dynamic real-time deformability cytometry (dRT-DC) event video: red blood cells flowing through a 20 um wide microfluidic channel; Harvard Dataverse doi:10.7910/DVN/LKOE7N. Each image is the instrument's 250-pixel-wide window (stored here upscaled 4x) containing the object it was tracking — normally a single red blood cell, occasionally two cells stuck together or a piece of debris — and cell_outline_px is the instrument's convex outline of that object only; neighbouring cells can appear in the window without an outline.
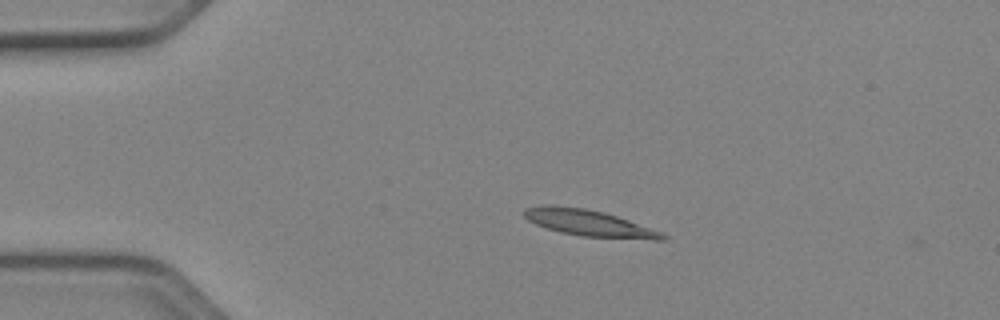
{"species": "Egyptian fruit bat (a non-hibernating species)", "species_latin": "Rousettus aegyptiacus", "temperature_condition": "cold", "stored_images_in_passage": 42, "camera_frame_rate_fps": 3000, "um_per_image_px": 0.085, "animal": {"sex": "female"}, "frame": {"image": 1, "passage_image": 1, "time_ms": 0.0, "image_size_px": [1000, 320], "cell_outline_px": [[668, 236], [664, 240], [652, 240], [580, 236], [560, 232], [536, 224], [528, 220], [524, 216], [524, 208], [544, 204], [548, 204], [584, 208], [604, 212], [664, 232]], "centroid_in_image_um": [50.09, 18.96], "position_along_channel_um": 34.9, "area_um2": 21.39}}
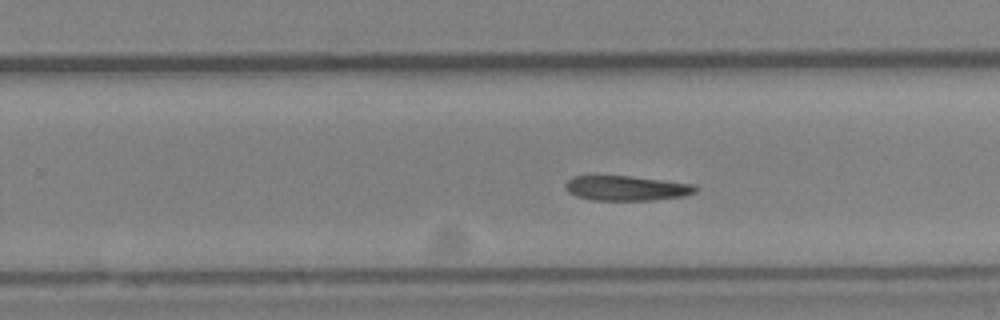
{"frame": {"image": 2, "passage_image": 23, "time_ms": 7.333, "image_size_px": [1000, 320], "cell_outline_px": [[700, 188], [696, 192], [684, 196], [652, 200], [592, 200], [576, 196], [568, 192], [564, 188], [564, 184], [572, 176], [632, 176], [696, 184]], "centroid_in_image_um": [53.27, 15.99], "position_along_channel_um": 276.5, "area_um2": 19.07}}
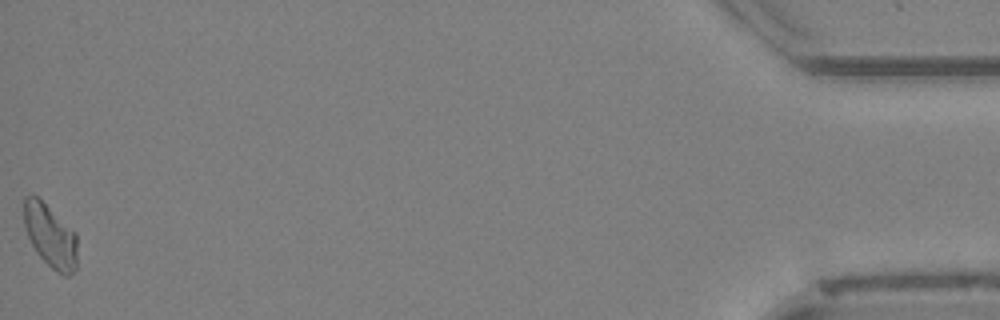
{"frame": {"image": 3, "passage_image": 42, "time_ms": 13.667, "image_size_px": [1000, 320], "cell_outline_px": [[76, 272], [72, 276], [64, 276], [56, 272], [36, 252], [28, 236], [24, 224], [24, 196], [36, 196], [76, 232]], "centroid_in_image_um": [4.3, 20.1], "position_along_channel_um": 430.9, "area_um2": 19.48}}